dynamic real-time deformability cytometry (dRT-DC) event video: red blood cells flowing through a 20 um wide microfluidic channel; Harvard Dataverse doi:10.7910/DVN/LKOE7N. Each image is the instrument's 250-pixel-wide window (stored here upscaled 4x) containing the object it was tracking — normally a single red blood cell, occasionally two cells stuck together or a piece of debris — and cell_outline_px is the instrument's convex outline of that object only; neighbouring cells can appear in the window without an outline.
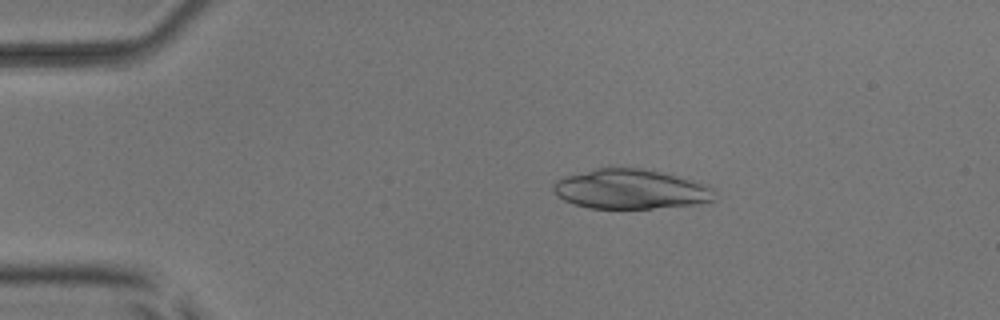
{"species": "common noctule bat (a hibernating species)", "species_latin": "Nyctalus noctula", "temperature_condition": "room temperature", "stored_images_in_passage": 5, "camera_frame_rate_fps": 3000, "um_per_image_px": 0.085, "animal": {"sex": "male", "body_mass_g": 17.9, "forearm_length_mm": 54.2}, "frame": {"image": 1, "passage_image": 2, "time_ms": 1.333, "image_size_px": [1000, 320], "cell_outline_px": [[716, 200], [696, 204], [652, 208], [588, 208], [564, 200], [552, 188], [552, 184], [556, 180], [568, 176], [596, 168], [640, 168], [660, 172], [708, 184], [712, 188]], "centroid_in_image_um": [53.63, 16.08], "position_along_channel_um": 31.4, "area_um2": 36.88}}